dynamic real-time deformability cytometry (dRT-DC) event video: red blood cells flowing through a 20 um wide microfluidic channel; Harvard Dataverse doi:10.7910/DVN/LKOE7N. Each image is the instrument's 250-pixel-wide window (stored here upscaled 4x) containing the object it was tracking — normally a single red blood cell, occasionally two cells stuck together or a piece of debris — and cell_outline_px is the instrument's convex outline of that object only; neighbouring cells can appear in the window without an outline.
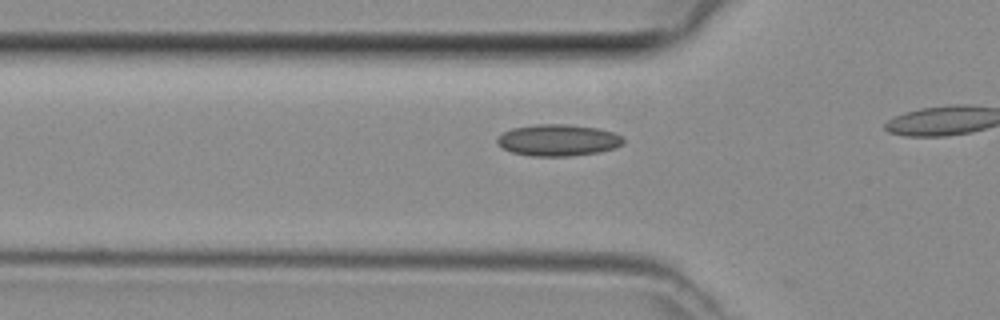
{"species": "common noctule bat (a hibernating species)", "species_latin": "Nyctalus noctula", "temperature_condition": "room temperature", "stored_images_in_passage": 7, "camera_frame_rate_fps": 3000, "um_per_image_px": 0.085, "animal": {"sex": "female", "body_mass_g": 29.2, "forearm_length_mm": 56.3}, "frame": {"image": 1, "passage_image": 2, "time_ms": 0.333, "image_size_px": [1000, 320], "cell_outline_px": [[624, 144], [612, 148], [596, 152], [572, 156], [532, 156], [512, 152], [504, 148], [496, 140], [504, 132], [512, 128], [536, 124], [568, 124], [600, 128], [616, 132], [624, 136]], "centroid_in_image_um": [47.5, 11.9], "position_along_channel_um": 78.3, "area_um2": 23.24}}
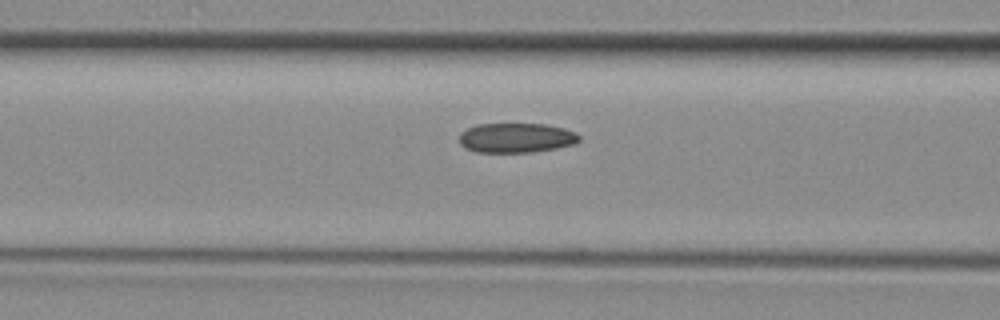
{"frame": {"image": 2, "passage_image": 5, "time_ms": 1.333, "image_size_px": [1000, 320], "cell_outline_px": [[580, 140], [572, 144], [556, 148], [532, 152], [476, 152], [460, 144], [460, 132], [476, 124], [544, 124], [564, 128], [576, 132], [580, 136]], "centroid_in_image_um": [43.88, 11.71], "position_along_channel_um": 122.7, "area_um2": 20.63}}